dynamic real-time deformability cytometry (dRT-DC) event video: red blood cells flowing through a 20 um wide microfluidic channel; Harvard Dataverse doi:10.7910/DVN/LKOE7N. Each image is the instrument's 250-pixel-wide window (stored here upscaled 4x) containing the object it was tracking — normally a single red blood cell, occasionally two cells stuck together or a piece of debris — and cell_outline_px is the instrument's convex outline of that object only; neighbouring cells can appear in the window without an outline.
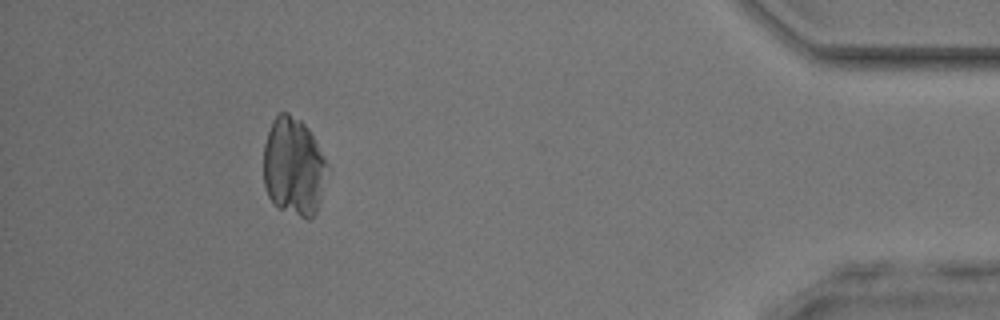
{"species": "common noctule bat (a hibernating species)", "species_latin": "Nyctalus noctula", "temperature_condition": "room temperature", "stored_images_in_passage": 51, "camera_frame_rate_fps": 3000, "um_per_image_px": 0.085, "animal": {"sex": "male", "body_mass_g": 17.9, "forearm_length_mm": 54.2}, "frame": {"image": 1, "passage_image": 47, "time_ms": 15.333, "image_size_px": [1000, 320], "cell_outline_px": [[328, 164], [320, 200], [316, 212], [308, 220], [276, 208], [272, 204], [268, 196], [264, 184], [264, 144], [272, 120], [280, 112], [288, 112], [300, 120], [308, 128]], "centroid_in_image_um": [24.93, 14.19], "position_along_channel_um": 410.3, "area_um2": 36.53}}